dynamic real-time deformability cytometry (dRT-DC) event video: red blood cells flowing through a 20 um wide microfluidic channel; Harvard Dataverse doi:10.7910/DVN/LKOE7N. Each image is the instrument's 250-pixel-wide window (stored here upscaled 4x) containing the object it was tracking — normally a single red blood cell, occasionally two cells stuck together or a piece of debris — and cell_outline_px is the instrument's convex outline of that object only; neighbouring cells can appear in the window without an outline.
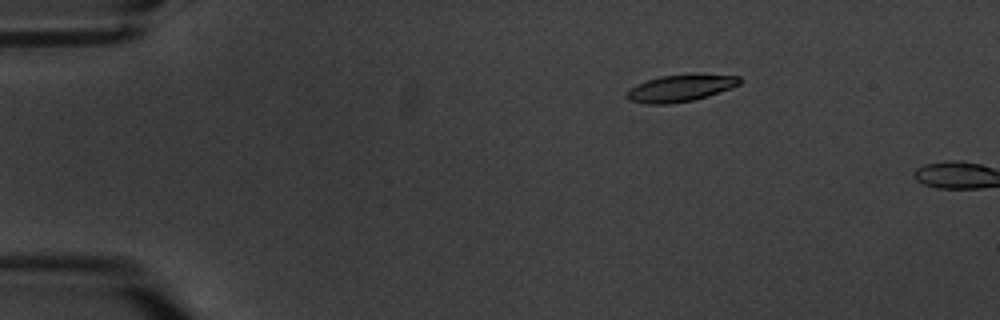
{"species": "common noctule bat (a hibernating species)", "species_latin": "Nyctalus noctula", "temperature_condition": "warm", "stored_images_in_passage": 2, "camera_frame_rate_fps": 3000, "um_per_image_px": 0.085, "animal": {"sex": "male", "body_mass_g": 20.1, "forearm_length_mm": 53.5}, "frame": {"image": 1, "passage_image": 1, "time_ms": 0.0, "image_size_px": [1000, 320], "cell_outline_px": [[744, 80], [740, 84], [708, 96], [692, 100], [668, 104], [648, 104], [628, 100], [624, 96], [624, 92], [636, 84], [660, 76], [696, 72], [740, 76]], "centroid_in_image_um": [57.85, 7.46], "position_along_channel_um": 27.2, "area_um2": 18.26}}